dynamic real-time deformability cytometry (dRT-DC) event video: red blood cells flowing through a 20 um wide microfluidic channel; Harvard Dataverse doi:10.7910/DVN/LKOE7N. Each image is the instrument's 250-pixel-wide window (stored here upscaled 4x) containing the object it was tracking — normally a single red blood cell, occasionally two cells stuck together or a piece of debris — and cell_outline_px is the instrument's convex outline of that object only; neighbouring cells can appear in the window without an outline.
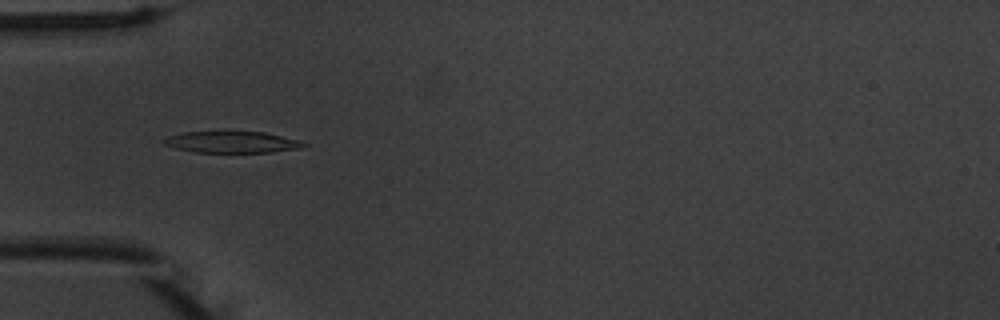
{"species": "common noctule bat (a hibernating species)", "species_latin": "Nyctalus noctula", "temperature_condition": "warm", "stored_images_in_passage": 38, "camera_frame_rate_fps": 3000, "um_per_image_px": 0.085, "animal": {"sex": "male", "body_mass_g": 20.1, "forearm_length_mm": 53.5}, "frame": {"image": 1, "passage_image": 1, "time_ms": 0.0, "image_size_px": [1000, 320], "cell_outline_px": [[308, 144], [300, 148], [272, 152], [192, 152], [176, 148], [164, 144], [160, 140], [168, 136], [184, 132], [264, 132], [300, 140]], "centroid_in_image_um": [19.7, 12.08], "position_along_channel_um": 65.3, "area_um2": 17.4}}
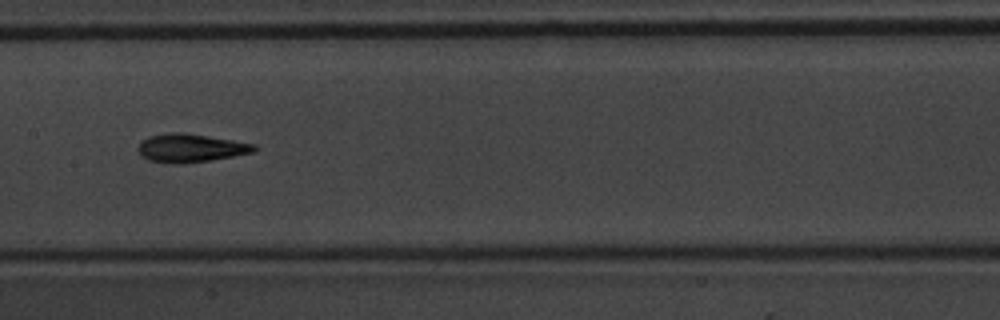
{"frame": {"image": 2, "passage_image": 11, "time_ms": 3.333, "image_size_px": [1000, 320], "cell_outline_px": [[260, 148], [256, 152], [212, 160], [172, 164], [148, 160], [140, 156], [136, 148], [140, 140], [148, 136], [168, 132], [184, 132], [256, 144]], "centroid_in_image_um": [16.18, 12.57], "position_along_channel_um": 191.2, "area_um2": 19.59}}
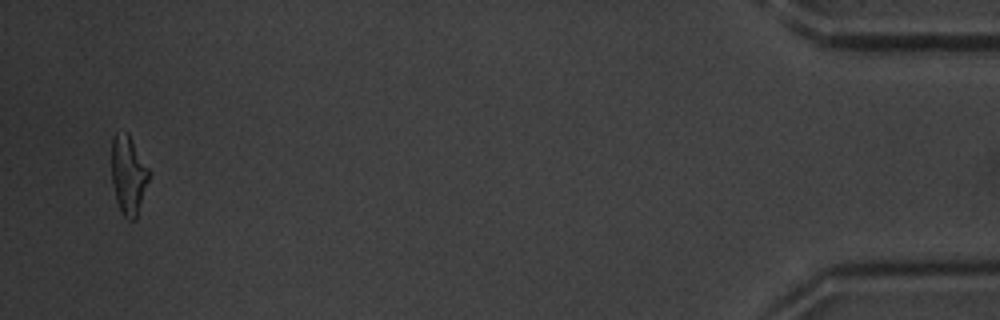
{"frame": {"image": 3, "passage_image": 36, "time_ms": 11.667, "image_size_px": [1000, 320], "cell_outline_px": [[152, 172], [136, 220], [128, 220], [120, 212], [116, 200], [112, 184], [112, 136], [116, 132], [128, 132]], "centroid_in_image_um": [10.94, 14.88], "position_along_channel_um": 424.3, "area_um2": 17.69}, "authors_computed_cell_mechanics": {"area_um2": 18.0336, "velocity_mm_per_s": 3.7775, "shape_relaxation_time_tau1_ms": 4.091, "shape_relaxation_time_tau2_ms": 3.381, "deformation_change_tau1": 0.1686, "deformation_change_tau2": 0.1285}}